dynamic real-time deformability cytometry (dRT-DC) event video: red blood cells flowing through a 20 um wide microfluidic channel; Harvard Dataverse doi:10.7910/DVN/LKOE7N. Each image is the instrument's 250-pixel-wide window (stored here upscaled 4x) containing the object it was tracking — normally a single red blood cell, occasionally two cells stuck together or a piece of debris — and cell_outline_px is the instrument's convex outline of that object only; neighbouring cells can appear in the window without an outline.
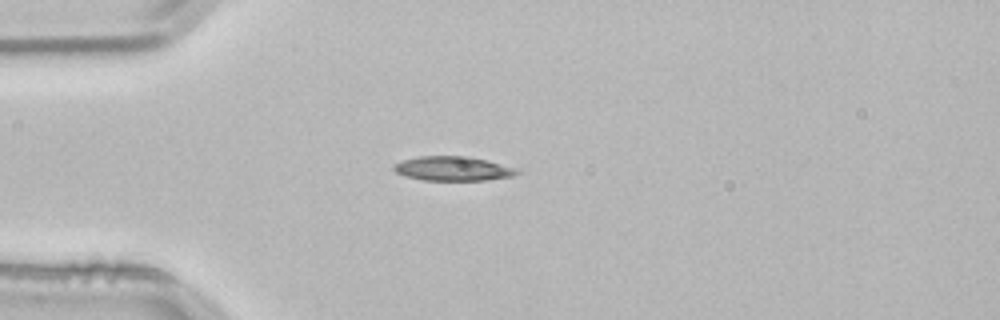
{"species": "common noctule bat (a hibernating species)", "species_latin": "Nyctalus noctula", "temperature_condition": "room temperature", "stored_images_in_passage": 1, "camera_frame_rate_fps": 3000, "um_per_image_px": 0.085, "animal": {"sex": "male", "body_mass_g": 21.5, "forearm_length_mm": 52.0}, "frame": {"image": 1, "passage_image": 1, "time_ms": 0.0, "image_size_px": [1000, 320], "cell_outline_px": [[520, 172], [512, 176], [484, 180], [424, 180], [408, 176], [396, 172], [392, 168], [392, 164], [404, 160], [420, 156], [468, 156], [516, 168]], "centroid_in_image_um": [38.47, 14.33], "position_along_channel_um": 46.5, "area_um2": 17.17}}